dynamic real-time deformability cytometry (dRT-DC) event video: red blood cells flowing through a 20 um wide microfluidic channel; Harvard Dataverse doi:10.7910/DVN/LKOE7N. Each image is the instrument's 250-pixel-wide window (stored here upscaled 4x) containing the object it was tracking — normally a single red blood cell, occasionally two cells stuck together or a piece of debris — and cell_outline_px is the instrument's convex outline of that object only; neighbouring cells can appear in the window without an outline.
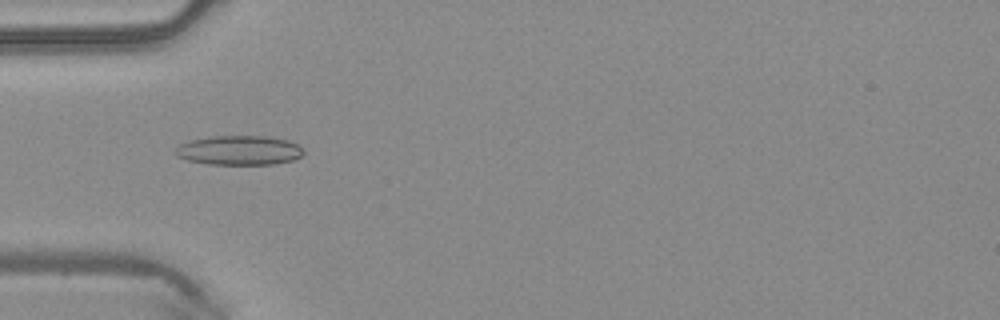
{"species": "common noctule bat (a hibernating species)", "species_latin": "Nyctalus noctula", "temperature_condition": "warm", "stored_images_in_passage": 44, "camera_frame_rate_fps": 3000, "um_per_image_px": 0.085, "animal": {"sex": "male", "body_mass_g": 20.4}, "frame": {"image": 1, "passage_image": 11, "time_ms": 3.333, "image_size_px": [1000, 320], "cell_outline_px": [[304, 152], [300, 156], [292, 160], [276, 164], [208, 164], [188, 160], [176, 156], [172, 152], [180, 144], [192, 140], [208, 136], [268, 136], [288, 140], [304, 148]], "centroid_in_image_um": [20.32, 12.77], "position_along_channel_um": 64.7, "area_um2": 22.08}}
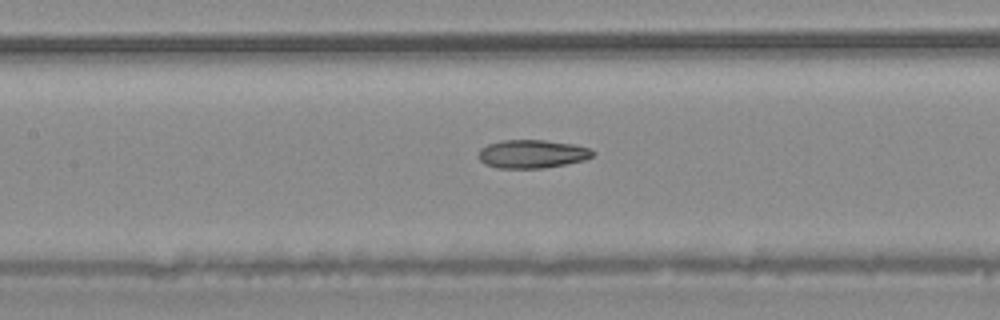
{"frame": {"image": 2, "passage_image": 18, "time_ms": 5.667, "image_size_px": [1000, 320], "cell_outline_px": [[596, 152], [592, 156], [584, 160], [544, 168], [496, 168], [484, 164], [476, 156], [476, 152], [480, 148], [488, 144], [500, 140], [544, 140], [572, 144], [592, 148]], "centroid_in_image_um": [45.18, 13.08], "position_along_channel_um": 162.2, "area_um2": 19.13}}
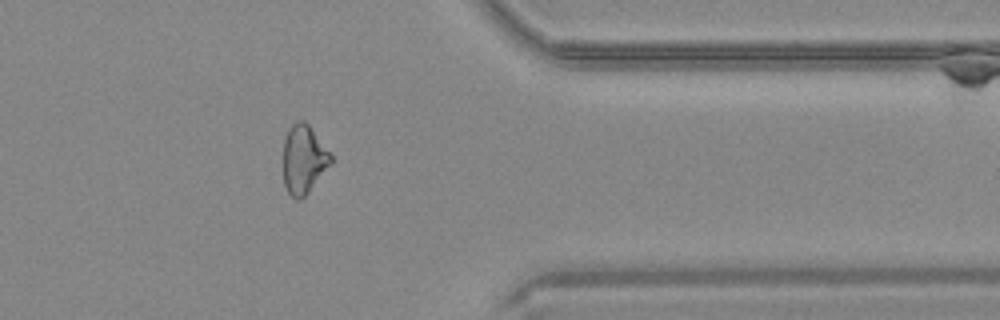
{"frame": {"image": 3, "passage_image": 35, "time_ms": 11.333, "image_size_px": [1000, 320], "cell_outline_px": [[332, 164], [308, 192], [300, 200], [296, 200], [288, 192], [284, 184], [284, 140], [292, 124], [296, 120], [304, 120], [308, 124], [332, 156]], "centroid_in_image_um": [25.82, 13.56], "position_along_channel_um": 385.6, "area_um2": 18.84}, "authors_computed_cell_mechanics": {"area_um2": 19.8254, "velocity_mm_per_s": 4.178, "shape_relaxation_time_tau1_ms": null, "shape_relaxation_time_tau2_ms": 5.7943, "deformation_change_tau1": null, "deformation_change_tau2": 0.1626}}